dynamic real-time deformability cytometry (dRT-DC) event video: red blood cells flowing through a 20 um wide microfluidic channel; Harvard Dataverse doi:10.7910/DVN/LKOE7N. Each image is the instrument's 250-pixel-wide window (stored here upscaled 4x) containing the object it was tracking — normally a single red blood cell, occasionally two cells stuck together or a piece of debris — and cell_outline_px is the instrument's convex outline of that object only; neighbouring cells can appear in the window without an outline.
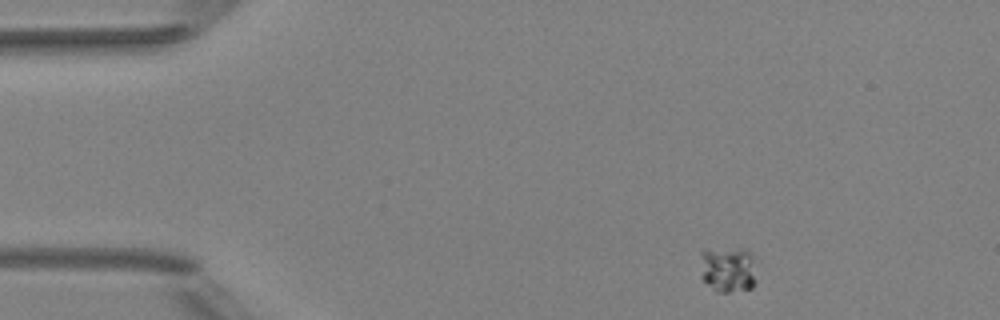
{"species": "Egyptian fruit bat (a non-hibernating species)", "species_latin": "Rousettus aegyptiacus", "temperature_condition": "room temperature", "stored_images_in_passage": 3, "camera_frame_rate_fps": 3000, "um_per_image_px": 0.085, "animal": {"sex": "female"}, "frame": {"image": 1, "passage_image": 1, "time_ms": 0.0, "image_size_px": [1000, 320], "cell_outline_px": [[752, 288], [728, 292], [716, 292], [700, 276], [700, 252], [704, 248], [744, 248], [748, 252], [752, 260]], "centroid_in_image_um": [61.75, 22.86], "position_along_channel_um": 23.2, "area_um2": 14.91}}